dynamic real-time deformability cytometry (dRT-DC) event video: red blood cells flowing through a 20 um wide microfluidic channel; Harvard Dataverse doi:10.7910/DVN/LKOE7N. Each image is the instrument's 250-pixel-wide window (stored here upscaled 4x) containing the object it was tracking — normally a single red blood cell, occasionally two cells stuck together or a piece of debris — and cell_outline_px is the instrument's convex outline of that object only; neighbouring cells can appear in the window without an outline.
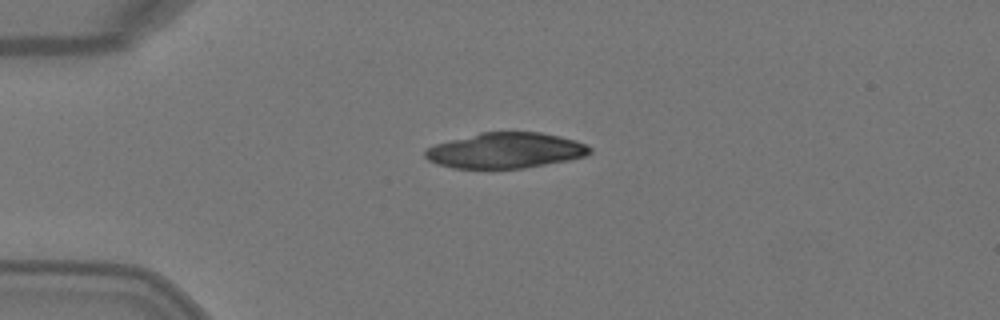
{"species": "Egyptian fruit bat (a non-hibernating species)", "species_latin": "Rousettus aegyptiacus", "temperature_condition": "warm", "stored_images_in_passage": 3, "camera_frame_rate_fps": 3000, "um_per_image_px": 0.085, "animal": {"sex": "female"}, "frame": {"image": 1, "passage_image": 1, "time_ms": 0.0, "image_size_px": [1000, 320], "cell_outline_px": [[592, 152], [584, 156], [568, 160], [524, 168], [452, 168], [436, 164], [428, 160], [424, 156], [424, 148], [436, 144], [480, 132], [540, 132], [560, 136], [576, 140], [592, 148]], "centroid_in_image_um": [42.95, 12.79], "position_along_channel_um": 42.1, "area_um2": 34.1}}